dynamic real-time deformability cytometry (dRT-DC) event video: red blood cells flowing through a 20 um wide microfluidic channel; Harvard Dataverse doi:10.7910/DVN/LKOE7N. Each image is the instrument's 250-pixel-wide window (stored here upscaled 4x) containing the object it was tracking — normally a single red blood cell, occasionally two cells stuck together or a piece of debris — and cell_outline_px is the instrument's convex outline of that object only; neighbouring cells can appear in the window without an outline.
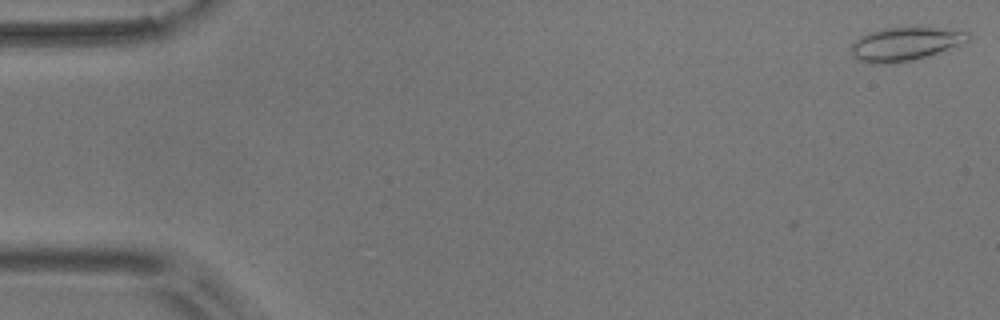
{"species": "common noctule bat (a hibernating species)", "species_latin": "Nyctalus noctula", "temperature_condition": "room temperature", "stored_images_in_passage": 55, "camera_frame_rate_fps": 3000, "um_per_image_px": 0.085, "animal": {"sex": "male", "body_mass_g": 17.9}, "frame": {"image": 1, "passage_image": 1, "time_ms": 0.0, "image_size_px": [1000, 320], "cell_outline_px": [[972, 36], [968, 40], [916, 60], [888, 64], [872, 64], [860, 60], [852, 56], [852, 44], [860, 36], [884, 28], [916, 24], [944, 28], [968, 32]], "centroid_in_image_um": [76.94, 3.69], "position_along_channel_um": 8.1, "area_um2": 23.24}}
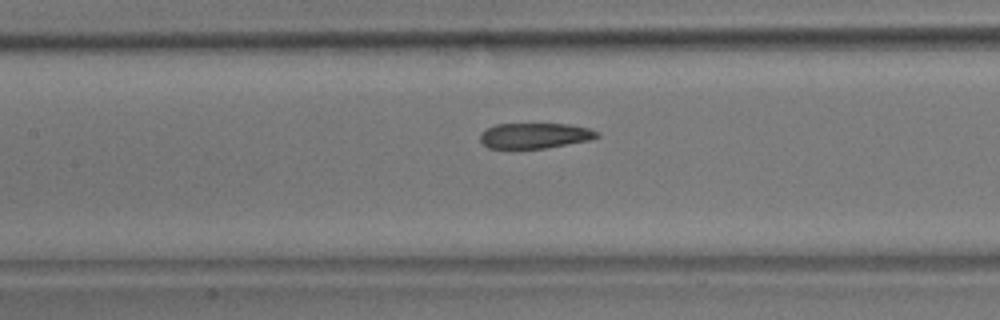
{"frame": {"image": 2, "passage_image": 25, "time_ms": 8.0, "image_size_px": [1000, 320], "cell_outline_px": [[600, 136], [592, 140], [544, 148], [488, 148], [480, 140], [480, 132], [496, 124], [568, 124], [588, 128], [600, 132]], "centroid_in_image_um": [45.49, 11.53], "position_along_channel_um": 161.9, "area_um2": 17.34}}
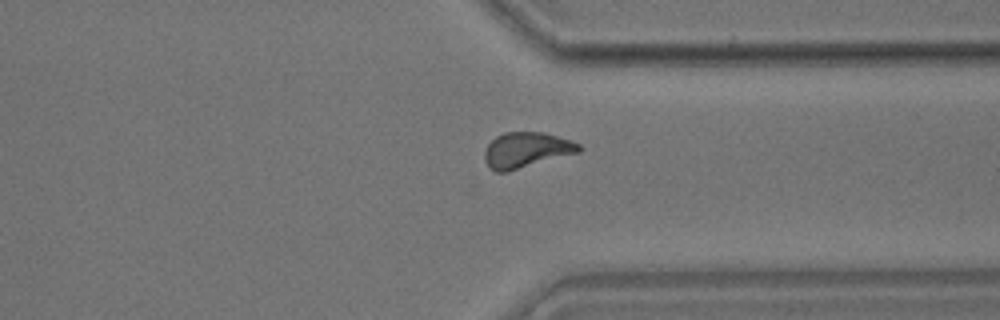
{"frame": {"image": 3, "passage_image": 42, "time_ms": 13.667, "image_size_px": [1000, 320], "cell_outline_px": [[584, 148], [580, 152], [508, 172], [496, 172], [488, 168], [484, 160], [484, 152], [488, 144], [496, 136], [504, 132], [544, 132], [572, 140], [580, 144]], "centroid_in_image_um": [44.75, 12.76], "position_along_channel_um": 366.7, "area_um2": 19.88}, "authors_computed_cell_mechanics": {"area_um2": 19.2474, "velocity_mm_per_s": 3.6263, "shape_relaxation_time_tau1_ms": 7.6724, "shape_relaxation_time_tau2_ms": 2.8928, "deformation_change_tau1": 0.1694, "deformation_change_tau2": 0.0903}}